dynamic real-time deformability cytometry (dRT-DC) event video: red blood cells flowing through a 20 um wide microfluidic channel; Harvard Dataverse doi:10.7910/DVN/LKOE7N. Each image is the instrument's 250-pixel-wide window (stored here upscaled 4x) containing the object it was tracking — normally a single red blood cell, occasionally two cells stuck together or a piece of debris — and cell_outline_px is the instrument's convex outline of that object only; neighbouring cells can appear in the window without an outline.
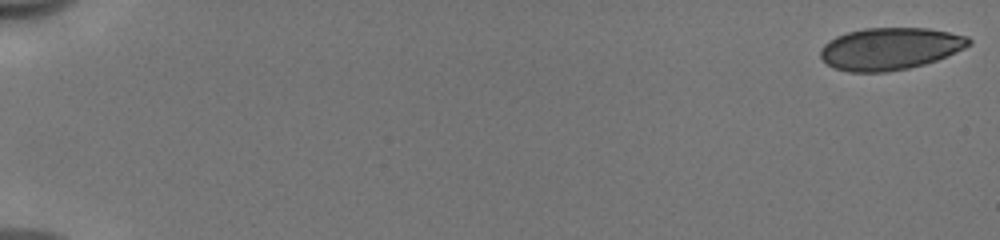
{"species": "human", "species_latin": "Homo sapiens", "temperature_condition": "cold", "stored_images_in_passage": 53, "camera_frame_rate_fps": 3000, "um_per_image_px": 0.085, "donor": {"sex": "male"}, "frame": {"image": 1, "passage_image": 1, "time_ms": 0.0, "image_size_px": [1000, 240], "cell_outline_px": [[972, 44], [964, 48], [936, 60], [924, 64], [908, 68], [888, 72], [848, 72], [836, 68], [828, 64], [820, 56], [820, 48], [828, 40], [836, 36], [848, 32], [864, 28], [928, 28], [968, 36], [972, 40]], "centroid_in_image_um": [75.64, 4.13], "position_along_channel_um": 9.4, "area_um2": 36.41}}
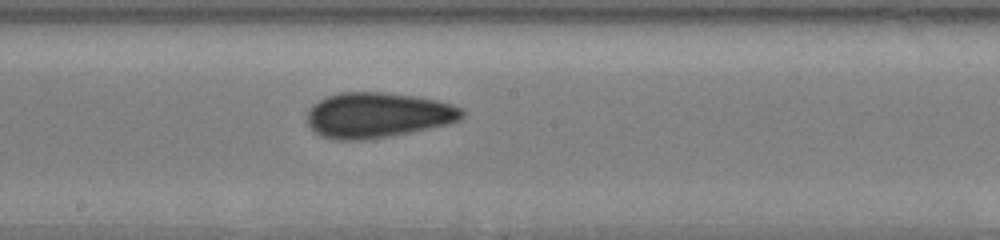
{"frame": {"image": 2, "passage_image": 31, "time_ms": 10.0, "image_size_px": [1000, 240], "cell_outline_px": [[464, 116], [460, 120], [448, 124], [388, 136], [364, 140], [336, 140], [320, 136], [308, 124], [308, 108], [312, 104], [328, 96], [340, 92], [384, 92], [412, 96], [436, 100], [452, 104], [460, 108], [464, 112]], "centroid_in_image_um": [32.08, 9.78], "position_along_channel_um": 216.1, "area_um2": 40.69}}
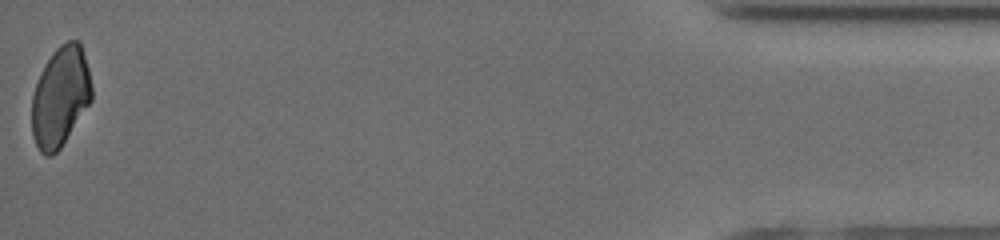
{"frame": {"image": 3, "passage_image": 53, "time_ms": 17.333, "image_size_px": [1000, 240], "cell_outline_px": [[92, 100], [60, 148], [52, 156], [44, 156], [40, 152], [32, 136], [32, 96], [40, 72], [56, 48], [60, 44], [68, 40], [80, 40], [88, 68], [92, 88]], "centroid_in_image_um": [5.13, 8.22], "position_along_channel_um": 430.1, "area_um2": 34.85}, "authors_computed_cell_mechanics": {"area_um2": 38.3792, "velocity_mm_per_s": 3.9852, "shape_relaxation_time_tau1_ms": 8.417, "shape_relaxation_time_tau2_ms": 2.2852, "deformation_change_tau1": 0.1112, "deformation_change_tau2": 0.0818}}